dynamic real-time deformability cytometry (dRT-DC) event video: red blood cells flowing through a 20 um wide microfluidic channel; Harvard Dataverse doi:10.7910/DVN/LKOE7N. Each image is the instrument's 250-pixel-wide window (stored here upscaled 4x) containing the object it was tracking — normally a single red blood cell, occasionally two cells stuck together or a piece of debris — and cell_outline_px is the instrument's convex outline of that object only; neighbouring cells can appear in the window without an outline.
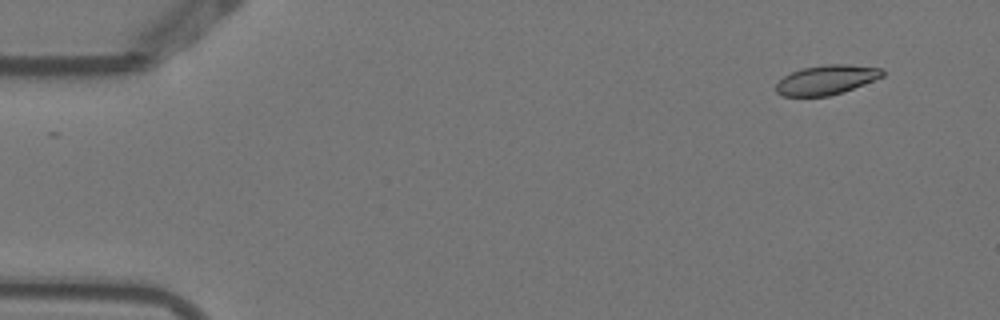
{"species": "Egyptian fruit bat (a non-hibernating species)", "species_latin": "Rousettus aegyptiacus", "temperature_condition": "warm", "stored_images_in_passage": 4, "camera_frame_rate_fps": 3000, "um_per_image_px": 0.085, "animal": {"sex": "female"}, "frame": {"image": 1, "passage_image": 2, "time_ms": 0.333, "image_size_px": [1000, 320], "cell_outline_px": [[884, 76], [844, 92], [828, 96], [780, 96], [776, 92], [776, 84], [784, 76], [792, 72], [804, 68], [824, 64], [848, 64], [880, 68], [884, 72]], "centroid_in_image_um": [70.24, 6.79], "position_along_channel_um": 14.8, "area_um2": 18.26}}